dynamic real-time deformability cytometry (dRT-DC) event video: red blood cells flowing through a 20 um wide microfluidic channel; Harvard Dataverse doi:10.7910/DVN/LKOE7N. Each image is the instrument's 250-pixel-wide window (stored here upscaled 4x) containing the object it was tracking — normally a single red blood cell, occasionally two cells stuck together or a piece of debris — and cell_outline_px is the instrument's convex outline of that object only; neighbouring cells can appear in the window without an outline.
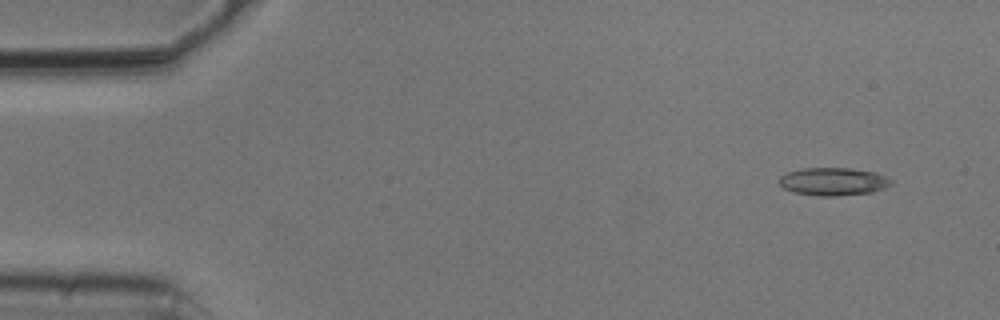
{"species": "common noctule bat (a hibernating species)", "species_latin": "Nyctalus noctula", "temperature_condition": "cold", "stored_images_in_passage": 5, "camera_frame_rate_fps": 3000, "um_per_image_px": 0.085, "animal": {"sex": "male", "body_mass_g": 20.5, "forearm_length_mm": 52.5}, "frame": {"image": 1, "passage_image": 1, "time_ms": 0.0, "image_size_px": [1000, 320], "cell_outline_px": [[892, 184], [884, 188], [872, 192], [836, 196], [820, 196], [792, 192], [784, 188], [780, 184], [780, 176], [788, 172], [804, 168], [848, 168], [876, 172], [888, 176], [892, 180]], "centroid_in_image_um": [70.86, 15.43], "position_along_channel_um": 14.1, "area_um2": 18.21}}
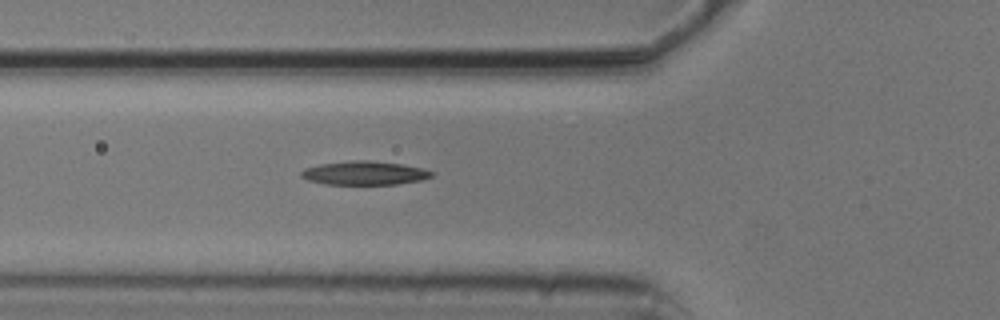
{"frame": {"image": 2, "passage_image": 5, "time_ms": 1.333, "image_size_px": [1000, 320], "cell_outline_px": [[436, 172], [432, 176], [420, 180], [396, 184], [324, 184], [308, 180], [300, 176], [300, 172], [304, 168], [320, 164], [352, 160], [368, 160], [400, 164], [424, 168]], "centroid_in_image_um": [30.97, 14.7], "position_along_channel_um": 94.8, "area_um2": 18.03}}